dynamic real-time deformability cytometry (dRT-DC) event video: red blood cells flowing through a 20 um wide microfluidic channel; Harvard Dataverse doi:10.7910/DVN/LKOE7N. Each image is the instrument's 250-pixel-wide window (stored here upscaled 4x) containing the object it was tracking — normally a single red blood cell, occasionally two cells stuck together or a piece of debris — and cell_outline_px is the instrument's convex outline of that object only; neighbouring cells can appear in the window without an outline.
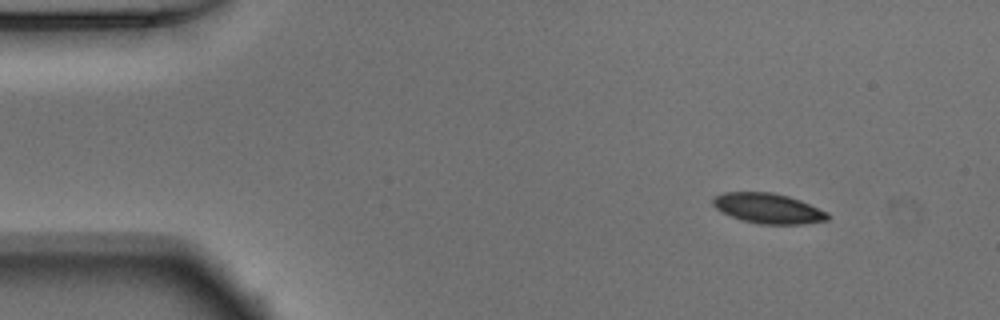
{"species": "Egyptian fruit bat (a non-hibernating species)", "species_latin": "Rousettus aegyptiacus", "temperature_condition": "warm", "stored_images_in_passage": 47, "camera_frame_rate_fps": 3000, "um_per_image_px": 0.085, "animal": {"sex": "male"}, "frame": {"image": 1, "passage_image": 1, "time_ms": 0.0, "image_size_px": [1000, 320], "cell_outline_px": [[828, 220], [804, 224], [760, 224], [740, 220], [716, 208], [712, 204], [712, 200], [716, 196], [724, 192], [772, 192], [788, 196], [800, 200], [828, 212]], "centroid_in_image_um": [65.3, 17.71], "position_along_channel_um": 19.7, "area_um2": 20.06}}
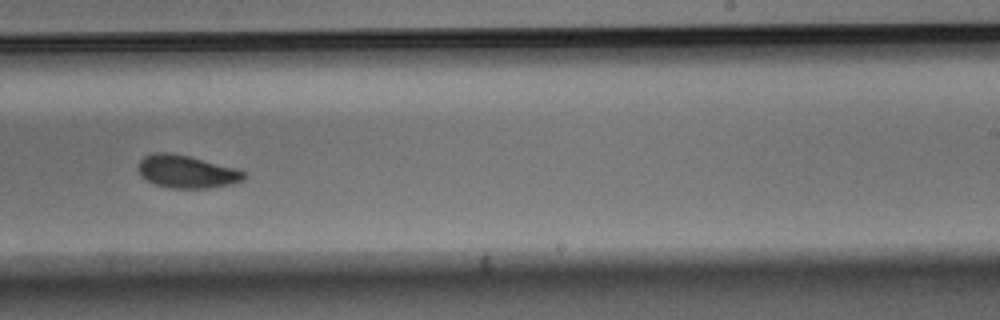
{"frame": {"image": 2, "passage_image": 27, "time_ms": 8.667, "image_size_px": [1000, 320], "cell_outline_px": [[244, 180], [232, 184], [208, 188], [168, 188], [156, 184], [140, 176], [140, 160], [144, 156], [156, 152], [168, 152], [188, 156], [236, 168], [244, 172]], "centroid_in_image_um": [15.87, 14.59], "position_along_channel_um": 273.1, "area_um2": 19.94}}
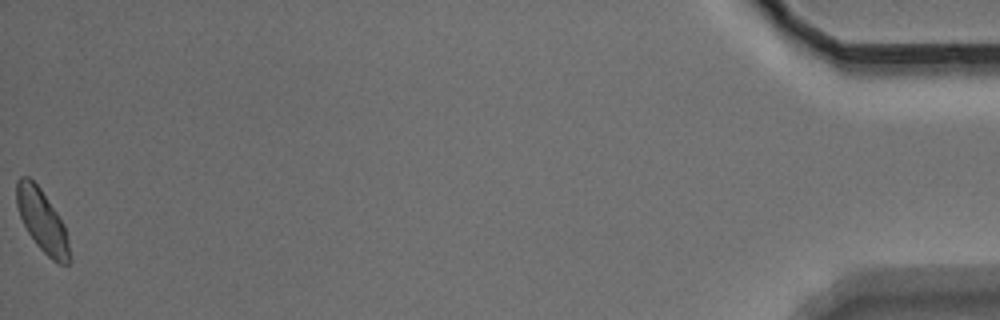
{"frame": {"image": 3, "passage_image": 47, "time_ms": 15.333, "image_size_px": [1000, 320], "cell_outline_px": [[72, 260], [68, 264], [60, 264], [52, 260], [36, 244], [28, 232], [20, 216], [16, 204], [16, 180], [20, 176], [28, 176], [40, 188], [64, 224], [68, 240]], "centroid_in_image_um": [3.59, 18.78], "position_along_channel_um": 431.6, "area_um2": 19.13}, "authors_computed_cell_mechanics": {"area_um2": 20.3456, "velocity_mm_per_s": 3.8876, "shape_relaxation_time_tau1_ms": 2.7388, "shape_relaxation_time_tau2_ms": 5.6705, "deformation_change_tau1": 0.0943, "deformation_change_tau2": 0.0902}}